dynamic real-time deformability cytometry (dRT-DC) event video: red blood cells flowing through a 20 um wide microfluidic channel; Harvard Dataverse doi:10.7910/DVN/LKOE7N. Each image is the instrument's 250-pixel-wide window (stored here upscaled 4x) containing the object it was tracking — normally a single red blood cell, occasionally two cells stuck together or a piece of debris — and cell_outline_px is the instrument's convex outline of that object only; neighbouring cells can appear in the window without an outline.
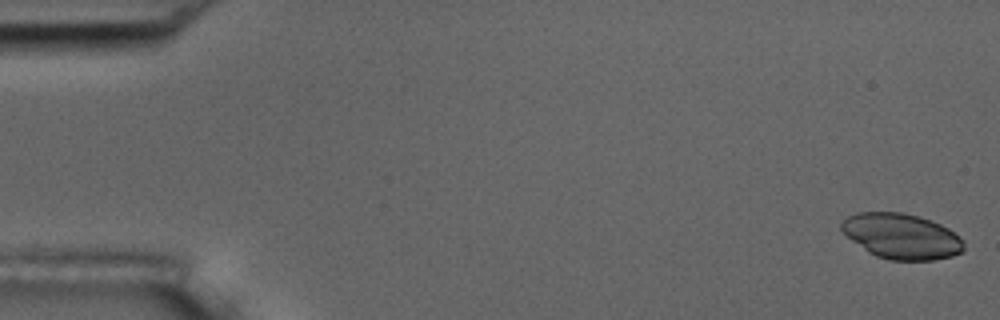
{"species": "common noctule bat (a hibernating species)", "species_latin": "Nyctalus noctula", "temperature_condition": "room temperature", "stored_images_in_passage": 6, "camera_frame_rate_fps": 3000, "um_per_image_px": 0.085, "animal": {"sex": "male", "body_mass_g": 17.5, "forearm_length_mm": 52.3}, "frame": {"image": 1, "passage_image": 1, "time_ms": 0.0, "image_size_px": [1000, 320], "cell_outline_px": [[964, 252], [952, 256], [936, 260], [888, 260], [876, 256], [868, 252], [852, 240], [840, 228], [840, 224], [848, 216], [856, 212], [904, 212], [920, 216], [940, 224], [948, 228], [964, 240]], "centroid_in_image_um": [76.65, 20.08], "position_along_channel_um": 8.3, "area_um2": 32.54}}